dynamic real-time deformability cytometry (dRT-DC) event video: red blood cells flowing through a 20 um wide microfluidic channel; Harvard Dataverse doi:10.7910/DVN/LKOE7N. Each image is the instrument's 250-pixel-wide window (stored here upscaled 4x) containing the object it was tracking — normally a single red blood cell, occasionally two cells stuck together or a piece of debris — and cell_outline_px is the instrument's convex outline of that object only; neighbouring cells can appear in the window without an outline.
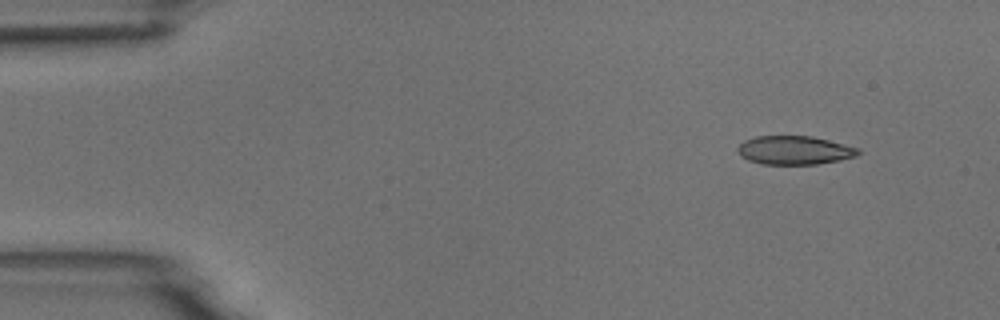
{"species": "common noctule bat (a hibernating species)", "species_latin": "Nyctalus noctula", "temperature_condition": "room temperature", "stored_images_in_passage": 5, "camera_frame_rate_fps": 3000, "um_per_image_px": 0.085, "animal": {"sex": "male", "body_mass_g": 18.8}, "frame": {"image": 1, "passage_image": 1, "time_ms": 0.0, "image_size_px": [1000, 320], "cell_outline_px": [[860, 152], [856, 156], [840, 160], [816, 164], [760, 164], [748, 160], [740, 156], [736, 148], [744, 140], [756, 136], [812, 136], [860, 148]], "centroid_in_image_um": [67.51, 12.77], "position_along_channel_um": 17.5, "area_um2": 20.17}}
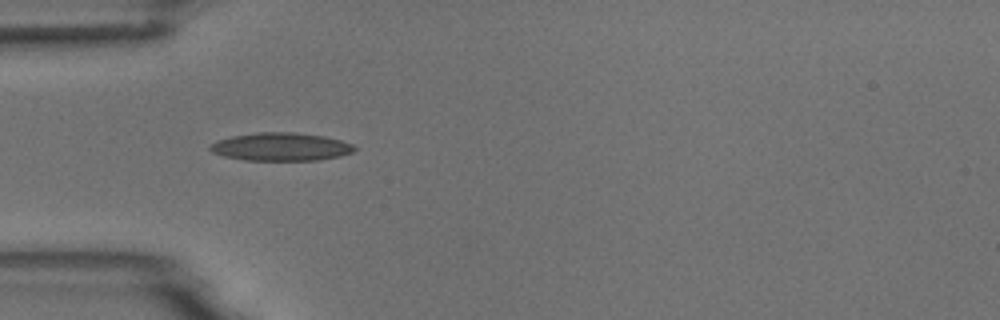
{"frame": {"image": 2, "passage_image": 4, "time_ms": 3.667, "image_size_px": [1000, 320], "cell_outline_px": [[356, 148], [352, 152], [340, 156], [316, 160], [244, 160], [224, 156], [212, 152], [208, 148], [216, 140], [228, 136], [260, 132], [296, 132], [324, 136], [340, 140], [352, 144]], "centroid_in_image_um": [23.84, 12.47], "position_along_channel_um": 61.2, "area_um2": 23.64}}